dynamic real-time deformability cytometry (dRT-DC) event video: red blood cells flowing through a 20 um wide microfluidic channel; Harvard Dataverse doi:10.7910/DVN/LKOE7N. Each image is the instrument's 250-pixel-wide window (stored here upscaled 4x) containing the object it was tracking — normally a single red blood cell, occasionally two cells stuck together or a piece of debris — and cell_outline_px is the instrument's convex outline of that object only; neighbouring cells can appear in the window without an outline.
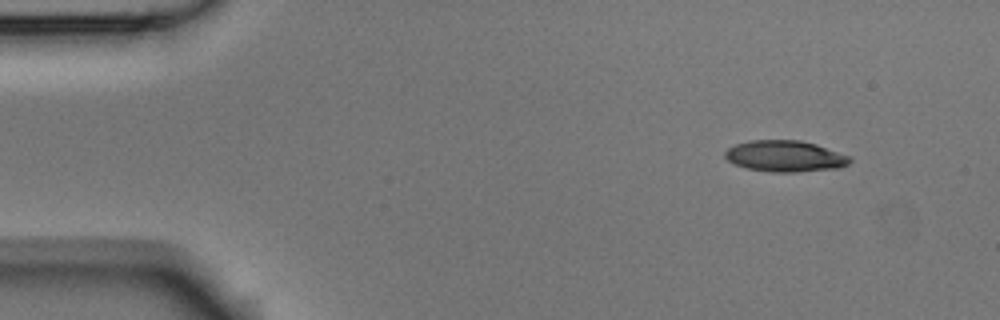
{"species": "Egyptian fruit bat (a non-hibernating species)", "species_latin": "Rousettus aegyptiacus", "temperature_condition": "room temperature", "stored_images_in_passage": 3, "camera_frame_rate_fps": 3000, "um_per_image_px": 0.085, "animal": {"sex": "male"}, "frame": {"image": 1, "passage_image": 1, "time_ms": 0.0, "image_size_px": [1000, 320], "cell_outline_px": [[852, 160], [848, 164], [840, 168], [796, 172], [772, 172], [748, 168], [736, 164], [728, 160], [724, 156], [724, 152], [728, 148], [736, 144], [748, 140], [800, 140], [816, 144], [852, 156]], "centroid_in_image_um": [66.77, 13.27], "position_along_channel_um": 18.2, "area_um2": 22.83}}
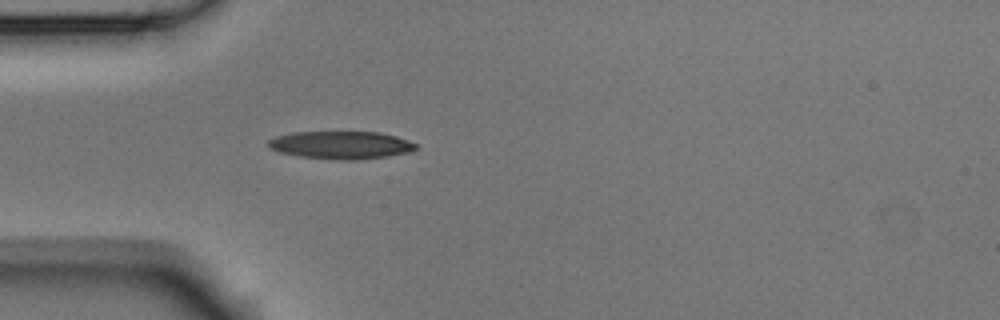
{"frame": {"image": 2, "passage_image": 3, "time_ms": 0.667, "image_size_px": [1000, 320], "cell_outline_px": [[420, 148], [412, 152], [388, 156], [360, 160], [340, 160], [296, 156], [280, 152], [268, 148], [268, 140], [276, 136], [292, 132], [380, 132], [396, 136], [408, 140], [416, 144]], "centroid_in_image_um": [29.01, 12.33], "position_along_channel_um": 56.0, "area_um2": 24.22}}